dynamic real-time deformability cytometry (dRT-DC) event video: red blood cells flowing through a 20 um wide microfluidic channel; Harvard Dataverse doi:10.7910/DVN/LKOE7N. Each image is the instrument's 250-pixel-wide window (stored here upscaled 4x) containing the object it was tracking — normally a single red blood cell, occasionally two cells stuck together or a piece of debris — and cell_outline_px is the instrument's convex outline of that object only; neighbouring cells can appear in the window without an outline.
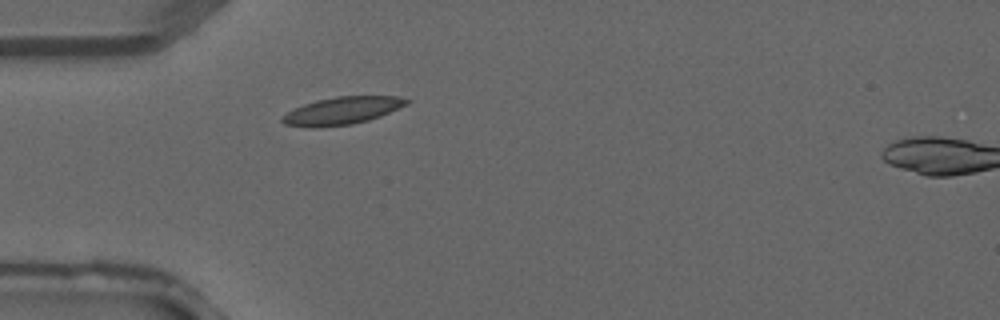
{"species": "common noctule bat (a hibernating species)", "species_latin": "Nyctalus noctula", "temperature_condition": "warm", "stored_images_in_passage": 6, "segment_of_instrument_passage": [1, 2], "camera_frame_rate_fps": 3000, "um_per_image_px": 0.085, "animal": {"sex": "male", "forearm_length_mm": 52.5}, "frame": {"image": 1, "passage_image": 5, "time_ms": 1.333, "image_size_px": [1000, 320], "cell_outline_px": [[412, 100], [408, 104], [380, 116], [368, 120], [352, 124], [316, 128], [312, 128], [284, 124], [280, 120], [288, 112], [304, 104], [316, 100], [336, 96], [400, 96]], "centroid_in_image_um": [29.11, 9.41], "position_along_channel_um": 55.9, "area_um2": 19.94}}